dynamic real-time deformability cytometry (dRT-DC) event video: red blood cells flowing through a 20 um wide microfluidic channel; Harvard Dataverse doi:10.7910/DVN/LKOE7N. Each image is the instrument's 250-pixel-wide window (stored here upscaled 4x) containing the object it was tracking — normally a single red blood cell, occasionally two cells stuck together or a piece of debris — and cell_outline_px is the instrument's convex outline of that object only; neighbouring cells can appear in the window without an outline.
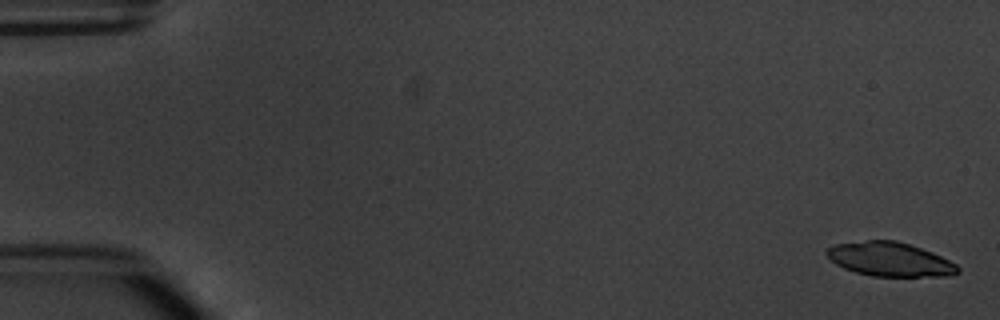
{"species": "common noctule bat (a hibernating species)", "species_latin": "Nyctalus noctula", "temperature_condition": "warm", "stored_images_in_passage": 6, "camera_frame_rate_fps": 3000, "um_per_image_px": 0.085, "animal": {"sex": "male", "body_mass_g": 20.1, "forearm_length_mm": 53.5}, "frame": {"image": 1, "passage_image": 1, "time_ms": 0.0, "image_size_px": [1000, 320], "cell_outline_px": [[960, 272], [948, 276], [872, 276], [856, 272], [844, 268], [836, 264], [824, 252], [828, 248], [836, 244], [868, 240], [896, 240], [932, 252], [956, 264], [960, 268]], "centroid_in_image_um": [75.65, 22.04], "position_along_channel_um": 9.4, "area_um2": 25.78}}